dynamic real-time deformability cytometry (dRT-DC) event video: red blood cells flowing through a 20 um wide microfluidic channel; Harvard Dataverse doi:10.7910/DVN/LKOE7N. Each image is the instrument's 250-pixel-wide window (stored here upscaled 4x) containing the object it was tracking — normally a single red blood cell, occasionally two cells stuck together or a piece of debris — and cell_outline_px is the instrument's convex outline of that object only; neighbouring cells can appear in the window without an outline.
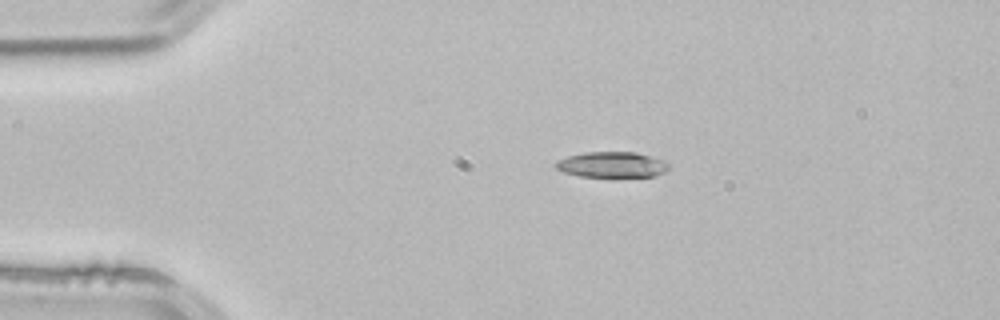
{"species": "common noctule bat (a hibernating species)", "species_latin": "Nyctalus noctula", "temperature_condition": "room temperature", "stored_images_in_passage": 3, "camera_frame_rate_fps": 3000, "um_per_image_px": 0.085, "animal": {"sex": "male", "body_mass_g": 21.5, "forearm_length_mm": 52.0}, "frame": {"image": 1, "passage_image": 2, "time_ms": 0.333, "image_size_px": [1000, 320], "cell_outline_px": [[668, 168], [664, 172], [656, 176], [580, 176], [564, 172], [556, 168], [552, 164], [556, 160], [568, 156], [584, 152], [636, 152], [652, 156], [664, 160], [668, 164]], "centroid_in_image_um": [51.99, 13.98], "position_along_channel_um": 33.0, "area_um2": 16.88}}